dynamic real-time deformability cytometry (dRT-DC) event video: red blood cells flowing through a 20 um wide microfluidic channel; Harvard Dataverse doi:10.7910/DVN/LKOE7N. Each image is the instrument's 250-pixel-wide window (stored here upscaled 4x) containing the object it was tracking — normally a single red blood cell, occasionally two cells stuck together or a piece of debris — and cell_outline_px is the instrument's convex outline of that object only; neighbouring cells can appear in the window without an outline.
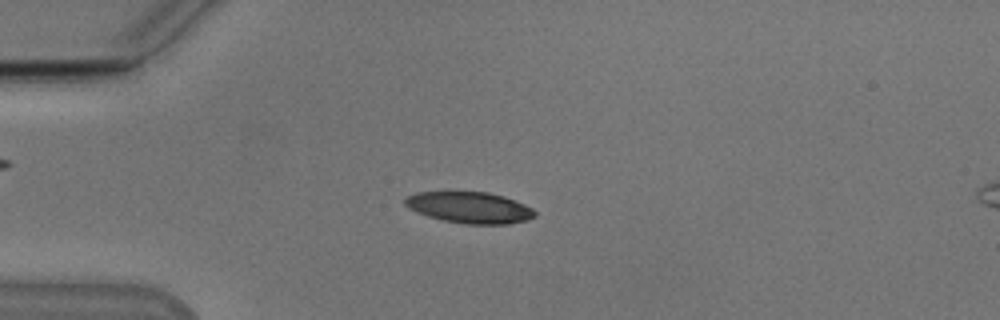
{"species": "Egyptian fruit bat (a non-hibernating species)", "species_latin": "Rousettus aegyptiacus", "temperature_condition": "cold", "stored_images_in_passage": 42, "camera_frame_rate_fps": 3000, "um_per_image_px": 0.085, "animal": {"sex": "male"}, "frame": {"image": 1, "passage_image": 14, "time_ms": 4.333, "image_size_px": [1000, 320], "cell_outline_px": [[536, 216], [528, 220], [508, 224], [464, 224], [444, 220], [428, 216], [416, 212], [408, 208], [404, 204], [404, 200], [408, 196], [416, 192], [488, 192], [504, 196], [524, 204], [532, 208], [536, 212]], "centroid_in_image_um": [39.93, 17.64], "position_along_channel_um": 45.1, "area_um2": 23.7}}
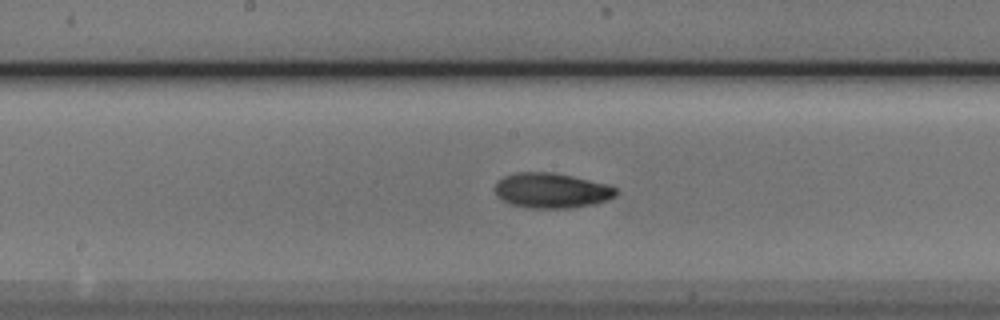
{"frame": {"image": 2, "passage_image": 28, "time_ms": 9.0, "image_size_px": [1000, 320], "cell_outline_px": [[616, 196], [608, 200], [596, 204], [568, 208], [528, 208], [512, 204], [496, 196], [496, 184], [504, 176], [516, 172], [552, 172], [572, 176], [608, 184], [616, 188]], "centroid_in_image_um": [46.91, 16.19], "position_along_channel_um": 201.3, "area_um2": 24.74}}
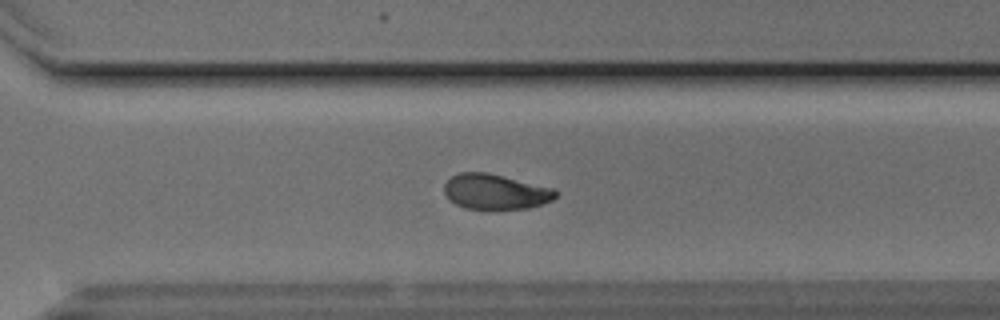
{"frame": {"image": 3, "passage_image": 38, "time_ms": 12.333, "image_size_px": [1000, 320], "cell_outline_px": [[556, 196], [552, 200], [528, 208], [464, 208], [448, 200], [444, 192], [444, 184], [452, 176], [460, 172], [484, 172], [552, 188], [556, 192]], "centroid_in_image_um": [42.04, 16.29], "position_along_channel_um": 328.6, "area_um2": 22.31}, "authors_computed_cell_mechanics": {"area_um2": 23.698, "velocity_mm_per_s": 3.8261, "shape_relaxation_time_tau1_ms": 3.6854, "shape_relaxation_time_tau2_ms": 5.3137, "deformation_change_tau1": 0.104, "deformation_change_tau2": 0.0972}}